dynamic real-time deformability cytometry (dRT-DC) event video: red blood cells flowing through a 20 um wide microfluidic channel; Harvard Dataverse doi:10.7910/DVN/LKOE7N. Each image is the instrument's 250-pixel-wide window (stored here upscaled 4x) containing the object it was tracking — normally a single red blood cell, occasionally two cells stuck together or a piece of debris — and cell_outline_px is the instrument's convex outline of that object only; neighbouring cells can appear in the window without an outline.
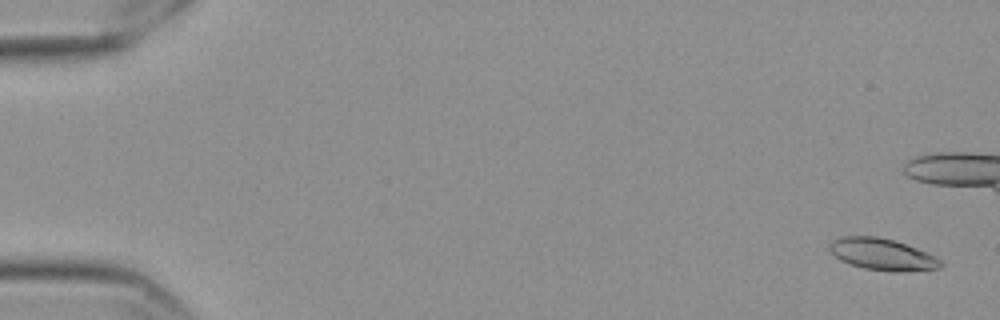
{"species": "Egyptian fruit bat (a non-hibernating species)", "species_latin": "Rousettus aegyptiacus", "temperature_condition": "cold", "stored_images_in_passage": 60, "camera_frame_rate_fps": 3000, "um_per_image_px": 0.085, "frame": {"image": 1, "passage_image": 3, "time_ms": 0.667, "image_size_px": [1000, 320], "cell_outline_px": [[944, 264], [940, 268], [900, 272], [892, 272], [864, 268], [840, 260], [828, 248], [828, 244], [832, 240], [840, 236], [876, 236], [892, 240], [916, 248], [936, 256]], "centroid_in_image_um": [74.99, 21.62], "position_along_channel_um": 10.0, "area_um2": 20.46}}
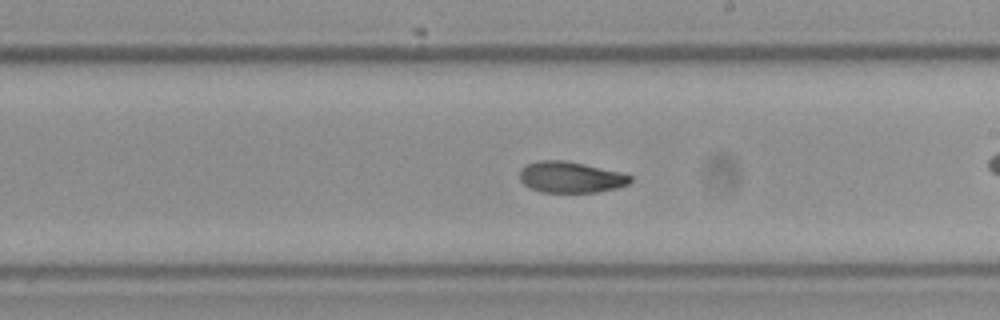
{"frame": {"image": 2, "passage_image": 35, "time_ms": 11.333, "image_size_px": [1000, 320], "cell_outline_px": [[632, 180], [628, 184], [616, 188], [596, 192], [540, 192], [524, 184], [520, 180], [520, 168], [528, 164], [540, 160], [564, 160], [620, 172], [632, 176]], "centroid_in_image_um": [48.49, 15.06], "position_along_channel_um": 240.5, "area_um2": 19.88}}
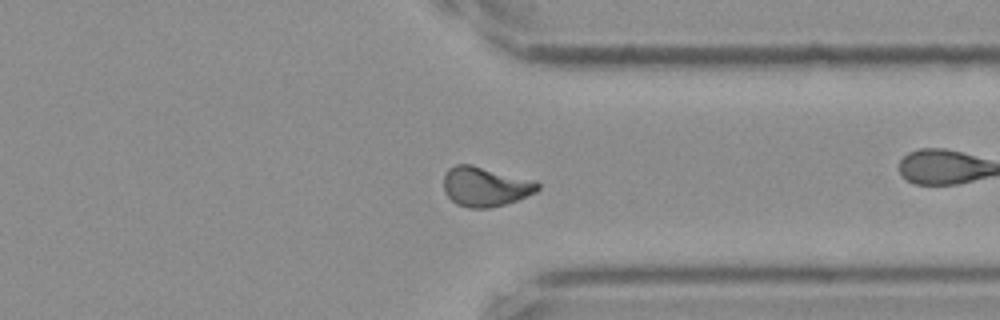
{"frame": {"image": 3, "passage_image": 46, "time_ms": 15.0, "image_size_px": [1000, 320], "cell_outline_px": [[540, 188], [536, 192], [516, 200], [504, 204], [488, 208], [468, 208], [456, 204], [444, 192], [444, 172], [448, 168], [456, 164], [472, 164], [536, 180], [540, 184]], "centroid_in_image_um": [41.25, 15.84], "position_along_channel_um": 370.2, "area_um2": 21.96}, "authors_computed_cell_mechanics": {"area_um2": 20.7502, "velocity_mm_per_s": 3.547, "shape_relaxation_time_tau1_ms": 5.5926, "shape_relaxation_time_tau2_ms": 4.8209, "deformation_change_tau1": 0.1507, "deformation_change_tau2": 0.0957}}